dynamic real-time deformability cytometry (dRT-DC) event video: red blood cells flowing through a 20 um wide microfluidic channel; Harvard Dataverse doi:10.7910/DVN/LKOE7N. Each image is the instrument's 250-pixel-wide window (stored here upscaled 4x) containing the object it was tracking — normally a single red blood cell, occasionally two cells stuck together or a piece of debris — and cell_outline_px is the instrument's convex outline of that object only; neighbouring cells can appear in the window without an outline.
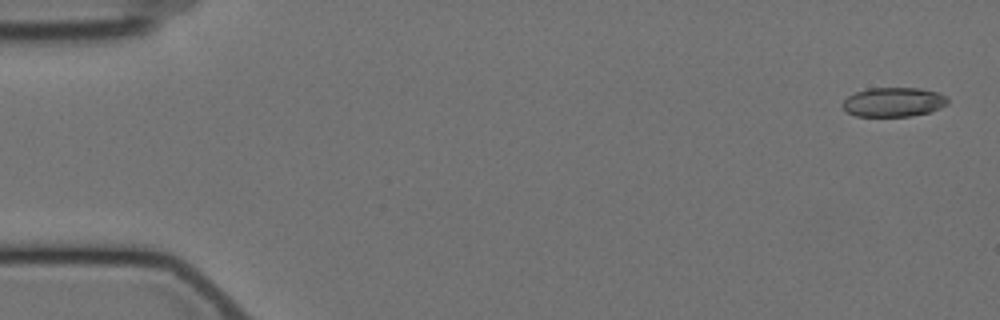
{"species": "Egyptian fruit bat (a non-hibernating species)", "species_latin": "Rousettus aegyptiacus", "temperature_condition": "cold", "stored_images_in_passage": 57, "camera_frame_rate_fps": 3000, "um_per_image_px": 0.085, "animal": {"sex": "female"}, "frame": {"image": 1, "passage_image": 1, "time_ms": 0.0, "image_size_px": [1000, 320], "cell_outline_px": [[948, 104], [940, 108], [928, 112], [912, 116], [856, 116], [848, 112], [840, 104], [848, 96], [856, 92], [868, 88], [920, 88], [936, 92], [948, 96]], "centroid_in_image_um": [75.96, 8.67], "position_along_channel_um": 9.0, "area_um2": 17.98}}
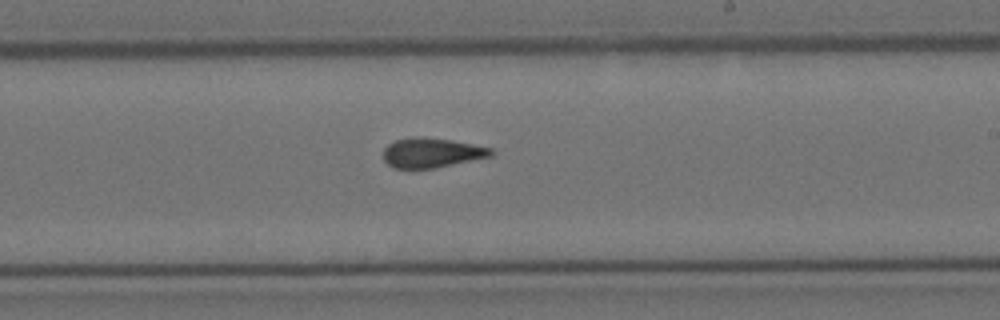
{"frame": {"image": 2, "passage_image": 33, "time_ms": 10.667, "image_size_px": [1000, 320], "cell_outline_px": [[496, 152], [492, 156], [432, 168], [392, 168], [384, 160], [384, 148], [388, 144], [396, 140], [412, 136], [416, 136], [452, 140], [492, 148]], "centroid_in_image_um": [36.69, 12.97], "position_along_channel_um": 252.3, "area_um2": 18.55}}
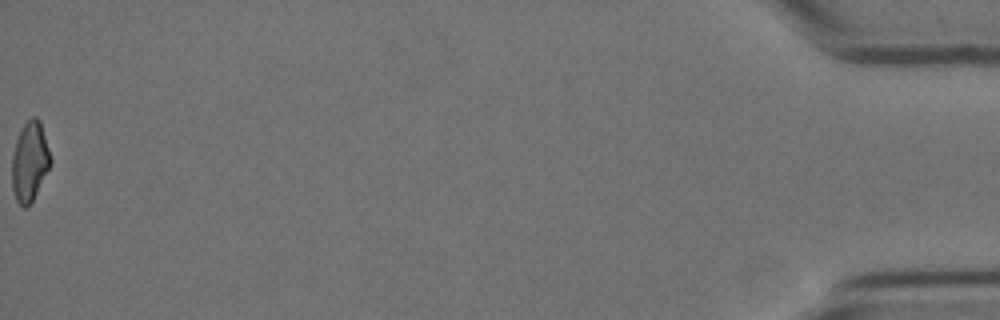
{"frame": {"image": 3, "passage_image": 57, "time_ms": 18.667, "image_size_px": [1000, 320], "cell_outline_px": [[52, 164], [32, 200], [24, 208], [16, 200], [12, 188], [12, 156], [16, 140], [24, 124], [32, 116], [36, 116], [40, 120], [52, 160]], "centroid_in_image_um": [2.54, 13.71], "position_along_channel_um": 432.7, "area_um2": 17.74}, "authors_computed_cell_mechanics": {"area_um2": 18.6116, "velocity_mm_per_s": 3.5263, "shape_relaxation_time_tau1_ms": null, "shape_relaxation_time_tau2_ms": 2.3456, "deformation_change_tau1": null, "deformation_change_tau2": 0.1025}}